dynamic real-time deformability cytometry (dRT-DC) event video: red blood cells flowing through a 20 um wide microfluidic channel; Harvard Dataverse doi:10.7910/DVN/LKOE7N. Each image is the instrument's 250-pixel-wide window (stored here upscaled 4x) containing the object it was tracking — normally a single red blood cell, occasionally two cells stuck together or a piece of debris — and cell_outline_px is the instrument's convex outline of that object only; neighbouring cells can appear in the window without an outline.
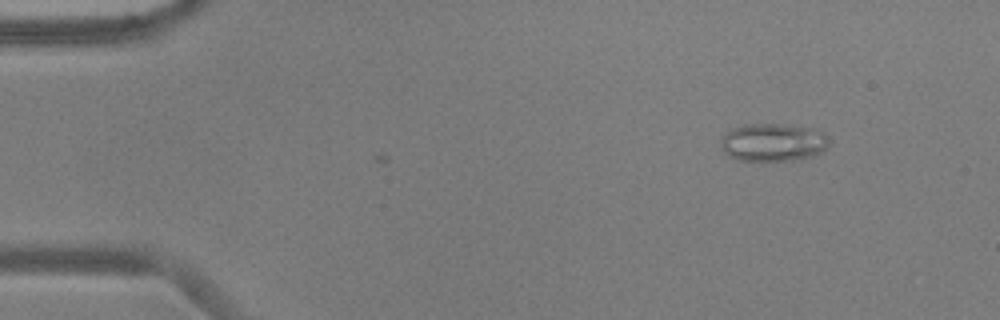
{"species": "common noctule bat (a hibernating species)", "species_latin": "Nyctalus noctula", "temperature_condition": "warm", "stored_images_in_passage": 3, "camera_frame_rate_fps": 3000, "um_per_image_px": 0.085, "animal": {"sex": "male", "body_mass_g": 17.9, "forearm_length_mm": 54.2}, "frame": {"image": 1, "passage_image": 3, "time_ms": 0.667, "image_size_px": [1000, 320], "cell_outline_px": [[828, 144], [824, 152], [800, 160], [736, 160], [728, 156], [720, 148], [720, 140], [732, 128], [744, 124], [784, 124], [816, 128], [824, 132], [828, 136]], "centroid_in_image_um": [65.74, 12.1], "position_along_channel_um": 19.3, "area_um2": 24.33}}